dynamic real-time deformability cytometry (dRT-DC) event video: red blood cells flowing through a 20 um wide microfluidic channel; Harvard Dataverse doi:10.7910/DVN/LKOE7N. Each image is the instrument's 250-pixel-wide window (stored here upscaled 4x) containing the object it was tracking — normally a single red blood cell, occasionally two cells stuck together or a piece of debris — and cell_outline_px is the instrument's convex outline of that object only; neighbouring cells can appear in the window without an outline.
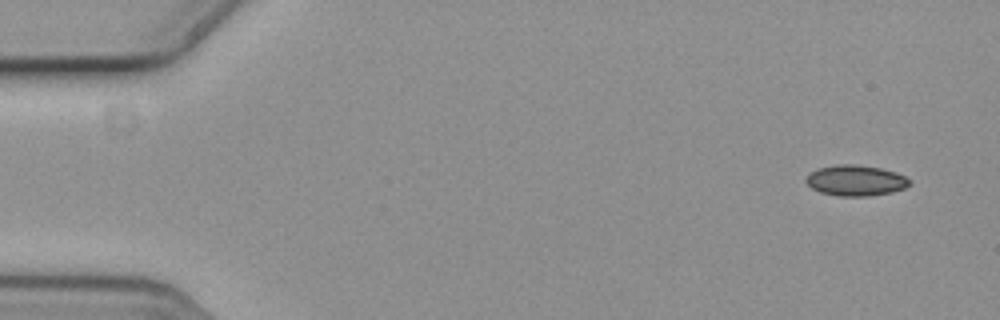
{"species": "common noctule bat (a hibernating species)", "species_latin": "Nyctalus noctula", "temperature_condition": "cold", "stored_images_in_passage": 5, "camera_frame_rate_fps": 3000, "um_per_image_px": 0.085, "animal": {"sex": "female", "body_mass_g": 19.3, "forearm_length_mm": 54.1}, "frame": {"image": 1, "passage_image": 1, "time_ms": 0.0, "image_size_px": [1000, 320], "cell_outline_px": [[912, 180], [904, 188], [892, 192], [868, 196], [840, 196], [820, 192], [812, 188], [804, 180], [816, 168], [840, 164], [852, 164], [880, 168], [896, 172]], "centroid_in_image_um": [72.73, 15.34], "position_along_channel_um": 12.3, "area_um2": 18.38}}
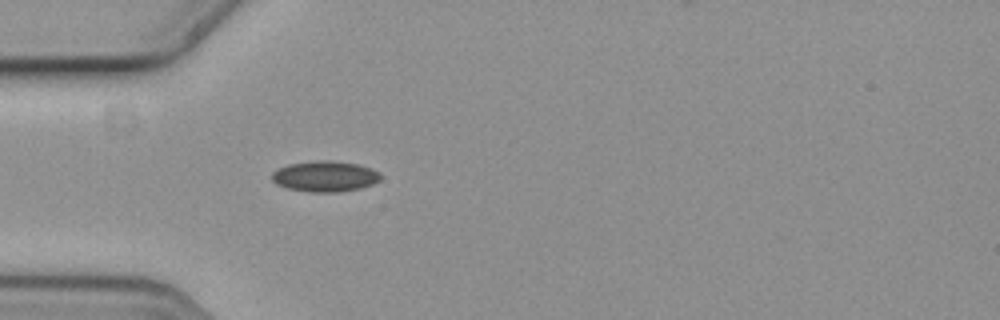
{"frame": {"image": 2, "passage_image": 5, "time_ms": 1.333, "image_size_px": [1000, 320], "cell_outline_px": [[380, 180], [372, 184], [360, 188], [336, 192], [308, 192], [288, 188], [276, 184], [272, 180], [272, 172], [276, 168], [288, 164], [316, 160], [332, 160], [360, 164], [372, 168], [380, 172]], "centroid_in_image_um": [27.61, 14.97], "position_along_channel_um": 57.4, "area_um2": 19.71}}